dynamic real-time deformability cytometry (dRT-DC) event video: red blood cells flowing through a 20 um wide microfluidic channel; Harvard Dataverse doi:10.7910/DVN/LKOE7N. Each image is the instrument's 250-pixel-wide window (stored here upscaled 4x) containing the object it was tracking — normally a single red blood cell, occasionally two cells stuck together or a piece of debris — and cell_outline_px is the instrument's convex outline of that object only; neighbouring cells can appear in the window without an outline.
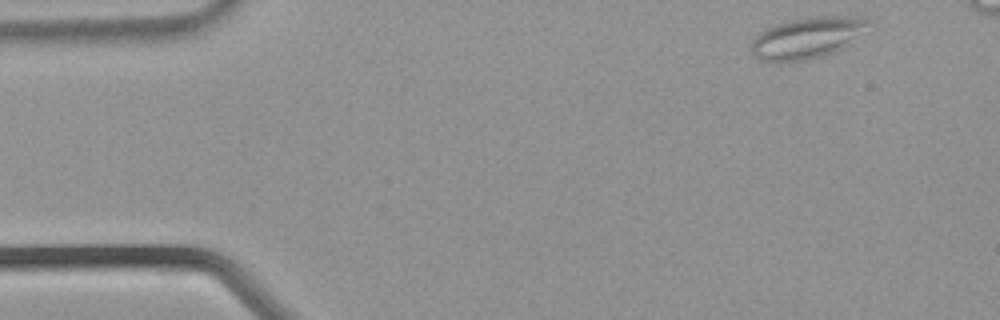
{"species": "common noctule bat (a hibernating species)", "species_latin": "Nyctalus noctula", "temperature_condition": "warm", "stored_images_in_passage": 31, "camera_frame_rate_fps": 3000, "um_per_image_px": 0.085, "animal": {"sex": "male", "body_mass_g": 21.5, "forearm_length_mm": 52.0}, "frame": {"image": 1, "passage_image": 1, "time_ms": 0.0, "image_size_px": [1000, 320], "cell_outline_px": [[872, 20], [844, 48], [820, 56], [804, 60], [776, 64], [760, 60], [752, 52], [752, 40], [760, 32], [776, 24], [788, 20], [812, 16], [860, 16]], "centroid_in_image_um": [68.55, 3.22], "position_along_channel_um": 16.4, "area_um2": 28.09}}
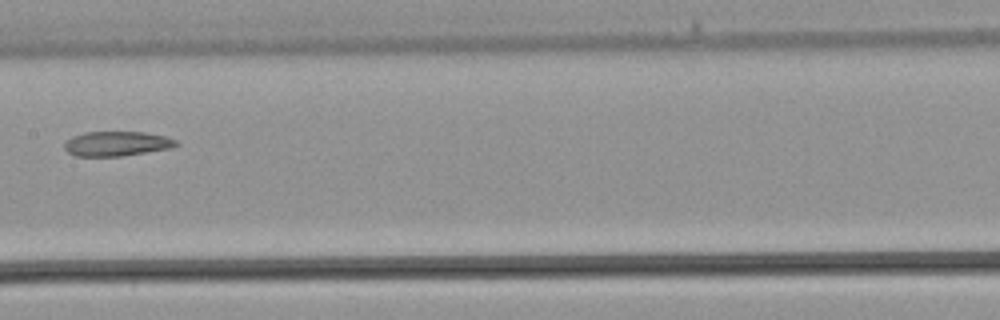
{"frame": {"image": 2, "passage_image": 16, "time_ms": 5.0, "image_size_px": [1000, 320], "cell_outline_px": [[180, 144], [172, 148], [120, 156], [76, 156], [68, 152], [64, 148], [64, 144], [72, 136], [84, 132], [144, 132], [164, 136], [176, 140]], "centroid_in_image_um": [9.93, 12.21], "position_along_channel_um": 197.5, "area_um2": 16.01}}
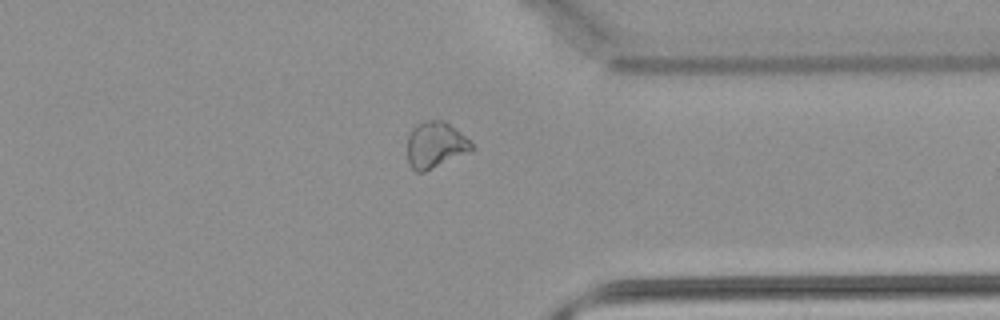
{"frame": {"image": 3, "passage_image": 26, "time_ms": 8.333, "image_size_px": [1000, 320], "cell_outline_px": [[476, 148], [472, 152], [424, 172], [416, 172], [408, 164], [408, 136], [412, 128], [416, 124], [424, 120], [444, 120], [464, 136]], "centroid_in_image_um": [37.01, 12.33], "position_along_channel_um": 374.4, "area_um2": 17.51}}